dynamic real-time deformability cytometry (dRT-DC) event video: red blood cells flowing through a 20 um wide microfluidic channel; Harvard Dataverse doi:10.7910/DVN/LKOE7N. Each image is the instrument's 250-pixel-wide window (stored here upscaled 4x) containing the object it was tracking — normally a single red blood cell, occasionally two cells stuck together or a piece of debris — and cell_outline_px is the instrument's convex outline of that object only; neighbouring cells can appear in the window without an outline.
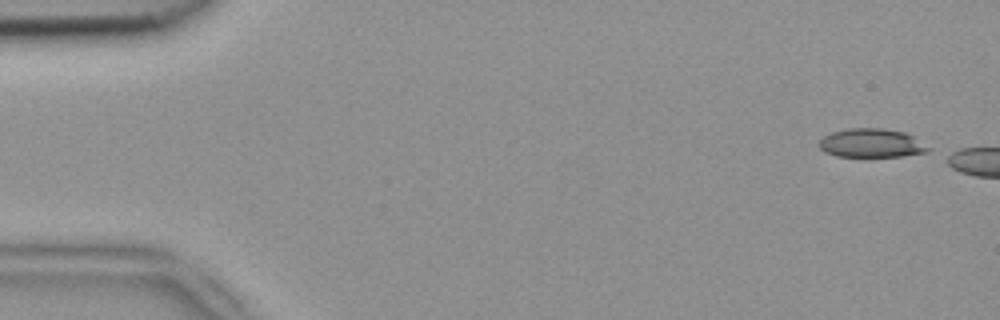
{"species": "common noctule bat (a hibernating species)", "species_latin": "Nyctalus noctula", "temperature_condition": "room temperature", "stored_images_in_passage": 3, "camera_frame_rate_fps": 3000, "um_per_image_px": 0.085, "animal": {"sex": "female", "body_mass_g": 18.4}, "frame": {"image": 1, "passage_image": 1, "time_ms": 0.0, "image_size_px": [1000, 320], "cell_outline_px": [[932, 148], [928, 152], [904, 156], [836, 156], [824, 152], [816, 144], [824, 136], [832, 132], [848, 128], [884, 128], [904, 132], [912, 136]], "centroid_in_image_um": [74.06, 12.16], "position_along_channel_um": 10.9, "area_um2": 18.38}}